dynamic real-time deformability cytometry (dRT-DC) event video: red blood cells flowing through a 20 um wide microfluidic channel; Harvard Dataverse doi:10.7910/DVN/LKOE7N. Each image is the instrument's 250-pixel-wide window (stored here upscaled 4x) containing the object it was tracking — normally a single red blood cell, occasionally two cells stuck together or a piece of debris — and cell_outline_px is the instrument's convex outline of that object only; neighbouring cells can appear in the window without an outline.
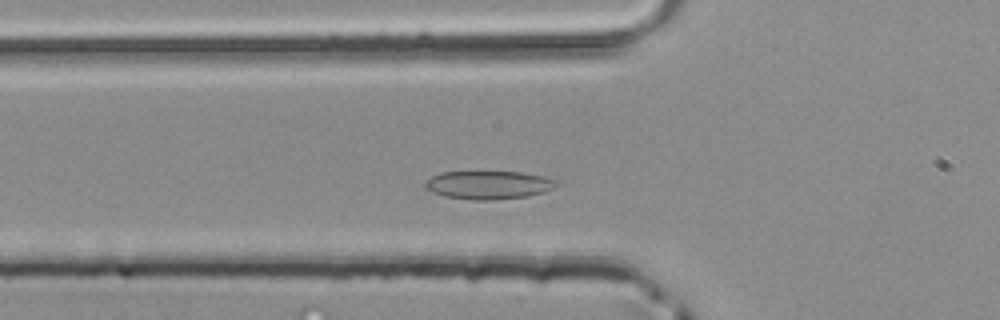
{"species": "common noctule bat (a hibernating species)", "species_latin": "Nyctalus noctula", "temperature_condition": "room temperature", "stored_images_in_passage": 42, "camera_frame_rate_fps": 3000, "um_per_image_px": 0.085, "animal": {"sex": "male", "body_mass_g": 20.4}, "frame": {"image": 1, "passage_image": 10, "time_ms": 3.0, "image_size_px": [1000, 320], "cell_outline_px": [[560, 184], [544, 192], [528, 196], [488, 200], [472, 200], [444, 196], [432, 192], [424, 188], [424, 180], [440, 172], [520, 172], [540, 176], [556, 180]], "centroid_in_image_um": [41.47, 15.72], "position_along_channel_um": 84.3, "area_um2": 21.62}}
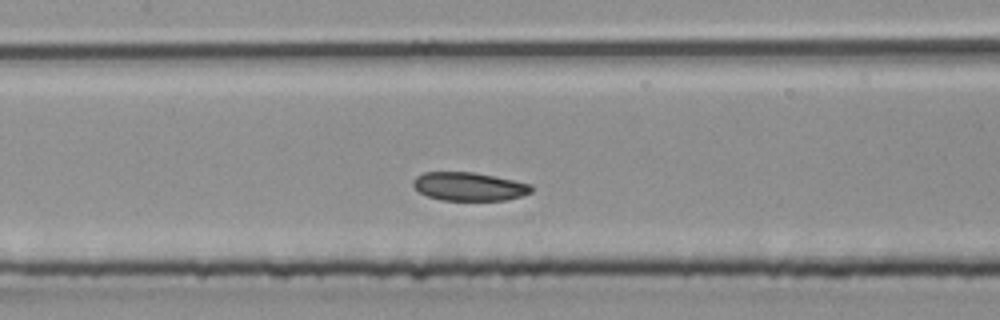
{"frame": {"image": 2, "passage_image": 16, "time_ms": 5.0, "image_size_px": [1000, 320], "cell_outline_px": [[532, 192], [520, 196], [504, 200], [440, 200], [428, 196], [420, 192], [412, 184], [412, 180], [416, 176], [424, 172], [472, 172], [532, 184]], "centroid_in_image_um": [39.84, 15.85], "position_along_channel_um": 167.6, "area_um2": 19.42}}
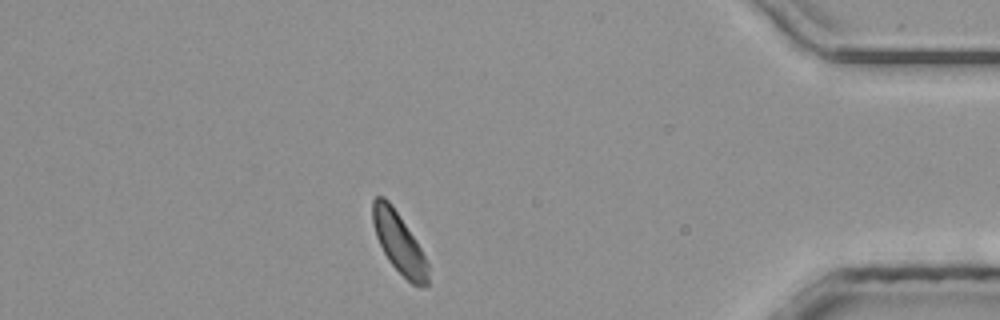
{"frame": {"image": 3, "passage_image": 36, "time_ms": 11.667, "image_size_px": [1000, 320], "cell_outline_px": [[428, 284], [420, 288], [412, 284], [388, 260], [376, 236], [372, 224], [372, 200], [376, 196], [384, 196], [388, 200], [416, 240], [428, 264]], "centroid_in_image_um": [33.9, 20.63], "position_along_channel_um": 401.3, "area_um2": 19.25}}